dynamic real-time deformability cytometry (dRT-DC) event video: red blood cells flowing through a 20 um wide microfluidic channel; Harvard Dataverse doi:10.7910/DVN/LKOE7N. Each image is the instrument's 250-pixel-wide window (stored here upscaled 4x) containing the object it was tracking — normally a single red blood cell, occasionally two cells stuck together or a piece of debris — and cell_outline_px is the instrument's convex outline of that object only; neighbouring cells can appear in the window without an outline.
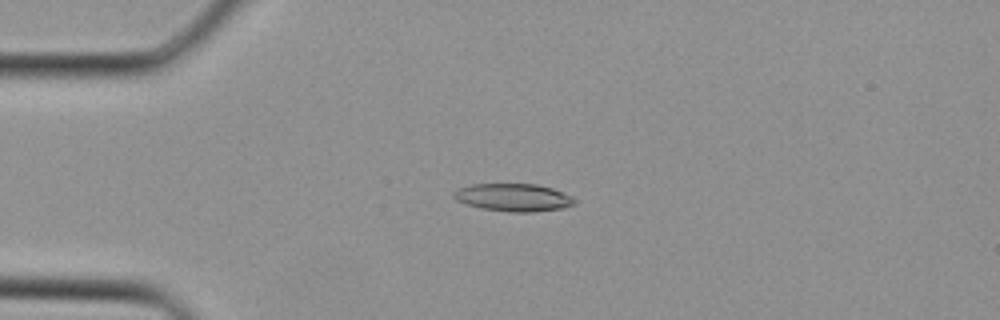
{"species": "Egyptian fruit bat (a non-hibernating species)", "species_latin": "Rousettus aegyptiacus", "temperature_condition": "cold", "stored_images_in_passage": 35, "camera_frame_rate_fps": 3000, "um_per_image_px": 0.085, "animal": {"sex": "female"}, "frame": {"image": 1, "passage_image": 8, "time_ms": 2.333, "image_size_px": [1000, 320], "cell_outline_px": [[576, 204], [564, 208], [532, 212], [508, 212], [480, 208], [456, 200], [452, 196], [452, 192], [460, 188], [472, 184], [536, 184], [552, 188], [572, 196], [576, 200]], "centroid_in_image_um": [43.66, 16.79], "position_along_channel_um": 41.3, "area_um2": 19.59}}
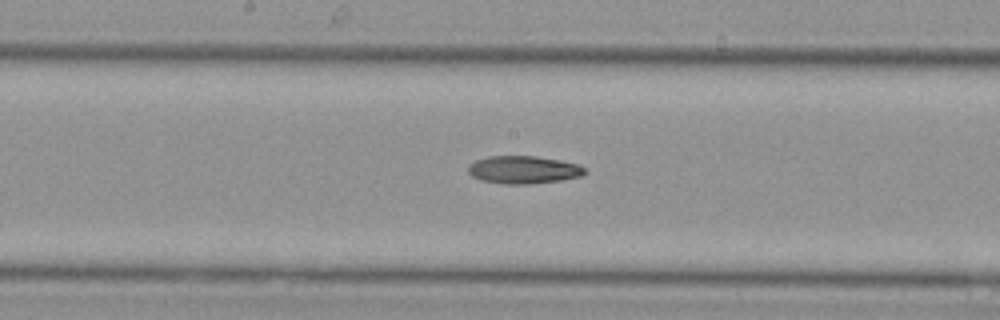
{"frame": {"image": 2, "passage_image": 18, "time_ms": 5.667, "image_size_px": [1000, 320], "cell_outline_px": [[584, 172], [580, 176], [560, 180], [532, 184], [504, 184], [480, 180], [472, 176], [468, 172], [468, 164], [476, 160], [488, 156], [536, 156], [560, 160], [576, 164], [584, 168]], "centroid_in_image_um": [44.43, 14.43], "position_along_channel_um": 203.8, "area_um2": 18.79}}
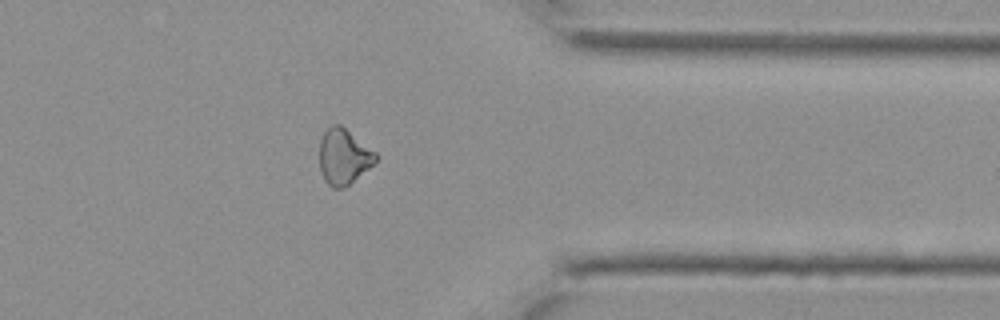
{"frame": {"image": 3, "passage_image": 28, "time_ms": 9.0, "image_size_px": [1000, 320], "cell_outline_px": [[376, 160], [368, 168], [344, 188], [332, 188], [324, 180], [320, 168], [320, 140], [324, 132], [332, 124], [340, 124], [376, 152]], "centroid_in_image_um": [29.19, 13.31], "position_along_channel_um": 382.2, "area_um2": 17.92}}